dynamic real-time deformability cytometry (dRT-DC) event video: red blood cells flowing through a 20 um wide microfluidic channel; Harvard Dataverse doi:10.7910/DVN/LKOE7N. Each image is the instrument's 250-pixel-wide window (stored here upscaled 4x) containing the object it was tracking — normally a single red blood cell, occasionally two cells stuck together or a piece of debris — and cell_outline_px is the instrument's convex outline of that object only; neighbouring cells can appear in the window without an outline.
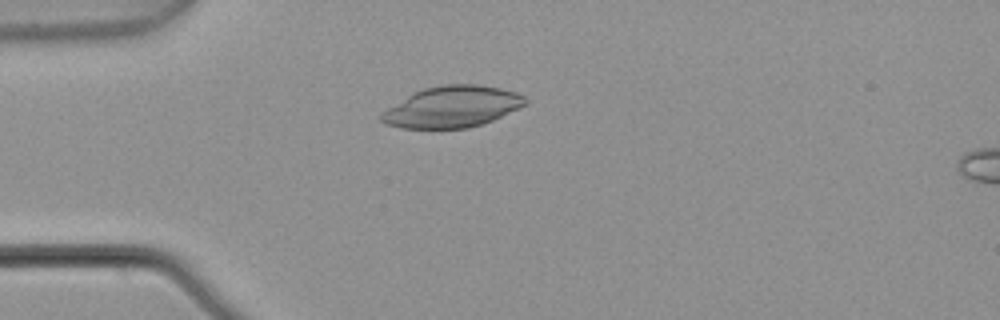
{"species": "common noctule bat (a hibernating species)", "species_latin": "Nyctalus noctula", "temperature_condition": "warm", "stored_images_in_passage": 5, "camera_frame_rate_fps": 3000, "um_per_image_px": 0.085, "animal": {"sex": "male", "body_mass_g": 21.5, "forearm_length_mm": 52.0}, "frame": {"image": 1, "passage_image": 4, "time_ms": 1.0, "image_size_px": [1000, 320], "cell_outline_px": [[528, 104], [520, 108], [492, 120], [468, 128], [400, 128], [384, 124], [380, 120], [380, 116], [388, 108], [412, 92], [424, 88], [444, 84], [480, 84], [500, 88], [516, 92], [524, 96], [528, 100]], "centroid_in_image_um": [38.45, 9.07], "position_along_channel_um": 46.6, "area_um2": 34.68}}